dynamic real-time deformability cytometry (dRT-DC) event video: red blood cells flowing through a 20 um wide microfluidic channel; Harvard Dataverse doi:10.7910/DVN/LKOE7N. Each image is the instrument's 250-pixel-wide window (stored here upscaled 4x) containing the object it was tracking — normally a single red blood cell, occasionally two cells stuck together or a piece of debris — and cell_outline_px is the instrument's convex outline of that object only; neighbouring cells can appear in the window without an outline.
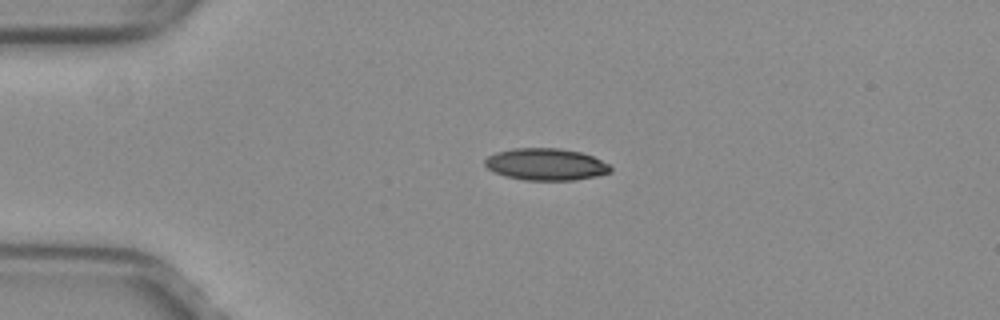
{"species": "common noctule bat (a hibernating species)", "species_latin": "Nyctalus noctula", "temperature_condition": "warm", "stored_images_in_passage": 28, "camera_frame_rate_fps": 3000, "um_per_image_px": 0.085, "animal": {"sex": "female", "body_mass_g": 29.2, "forearm_length_mm": 56.3}, "frame": {"image": 1, "passage_image": 1, "time_ms": 0.0, "image_size_px": [1000, 320], "cell_outline_px": [[612, 172], [596, 176], [576, 180], [524, 180], [504, 176], [488, 168], [484, 164], [484, 160], [488, 156], [496, 152], [512, 148], [560, 148], [580, 152], [592, 156], [608, 164], [612, 168]], "centroid_in_image_um": [46.4, 13.97], "position_along_channel_um": 38.6, "area_um2": 23.41}}
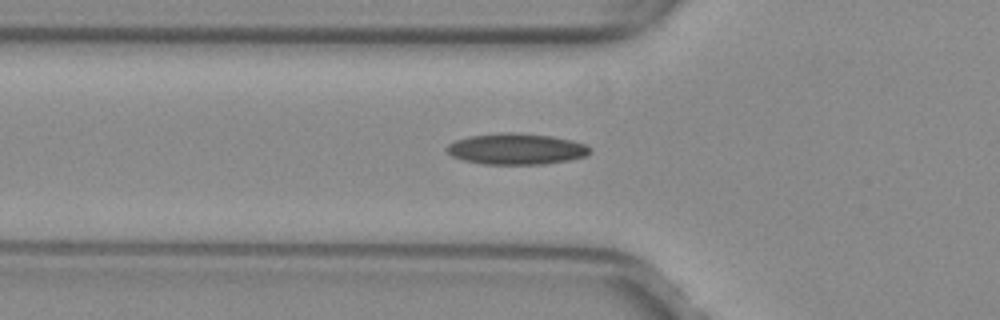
{"frame": {"image": 2, "passage_image": 7, "time_ms": 2.0, "image_size_px": [1000, 320], "cell_outline_px": [[592, 152], [584, 156], [568, 160], [544, 164], [484, 164], [464, 160], [452, 156], [444, 148], [448, 144], [456, 140], [468, 136], [500, 132], [516, 132], [552, 136], [572, 140], [584, 144]], "centroid_in_image_um": [43.85, 12.65], "position_along_channel_um": 81.9, "area_um2": 25.95}}
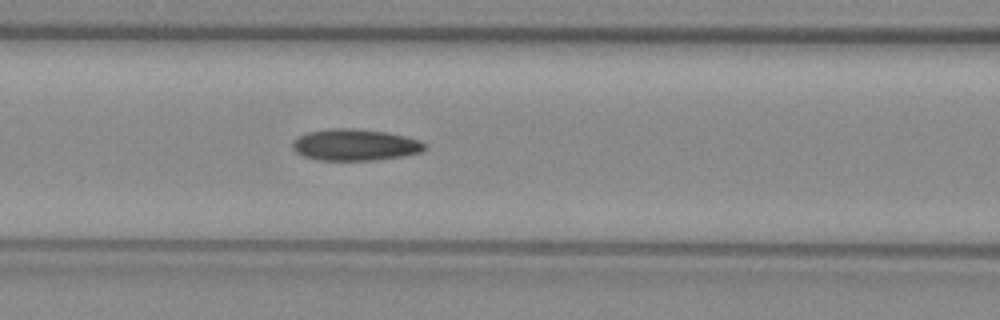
{"frame": {"image": 3, "passage_image": 11, "time_ms": 3.333, "image_size_px": [1000, 320], "cell_outline_px": [[428, 148], [420, 152], [404, 156], [376, 160], [316, 160], [304, 156], [296, 152], [292, 148], [292, 140], [308, 132], [332, 128], [348, 128], [388, 132], [420, 140], [428, 144]], "centroid_in_image_um": [30.21, 12.32], "position_along_channel_um": 136.4, "area_um2": 24.45}}